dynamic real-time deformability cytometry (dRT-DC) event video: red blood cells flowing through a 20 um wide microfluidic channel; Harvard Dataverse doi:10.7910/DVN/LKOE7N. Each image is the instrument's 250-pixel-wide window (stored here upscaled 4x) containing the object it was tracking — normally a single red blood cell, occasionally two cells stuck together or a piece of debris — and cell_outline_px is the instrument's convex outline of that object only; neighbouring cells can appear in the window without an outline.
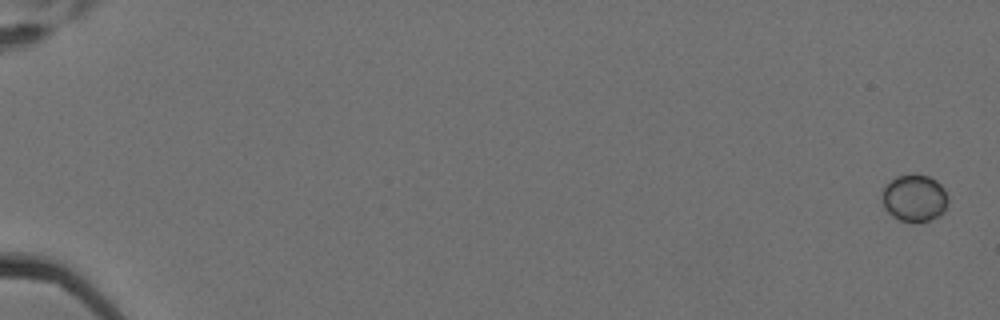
{"species": "Egyptian fruit bat (a non-hibernating species)", "species_latin": "Rousettus aegyptiacus", "temperature_condition": "cold", "stored_images_in_passage": 6, "camera_frame_rate_fps": 3000, "um_per_image_px": 0.085, "animal": {"sex": "female"}, "frame": {"image": 1, "passage_image": 1, "time_ms": 0.0, "image_size_px": [1000, 320], "cell_outline_px": [[948, 200], [944, 212], [940, 216], [928, 220], [900, 220], [892, 216], [884, 208], [884, 188], [896, 176], [912, 172], [928, 176], [936, 180], [944, 188], [948, 196]], "centroid_in_image_um": [77.77, 16.79], "position_along_channel_um": 7.2, "area_um2": 17.92}}
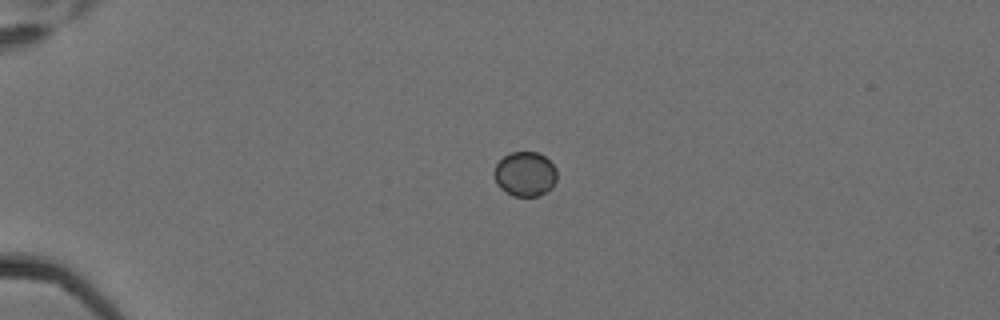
{"frame": {"image": 2, "passage_image": 5, "time_ms": 1.333, "image_size_px": [1000, 320], "cell_outline_px": [[556, 180], [552, 188], [536, 196], [512, 196], [500, 188], [496, 184], [496, 164], [504, 156], [512, 152], [536, 152], [544, 156], [556, 168]], "centroid_in_image_um": [44.64, 14.8], "position_along_channel_um": 40.4, "area_um2": 16.07}}